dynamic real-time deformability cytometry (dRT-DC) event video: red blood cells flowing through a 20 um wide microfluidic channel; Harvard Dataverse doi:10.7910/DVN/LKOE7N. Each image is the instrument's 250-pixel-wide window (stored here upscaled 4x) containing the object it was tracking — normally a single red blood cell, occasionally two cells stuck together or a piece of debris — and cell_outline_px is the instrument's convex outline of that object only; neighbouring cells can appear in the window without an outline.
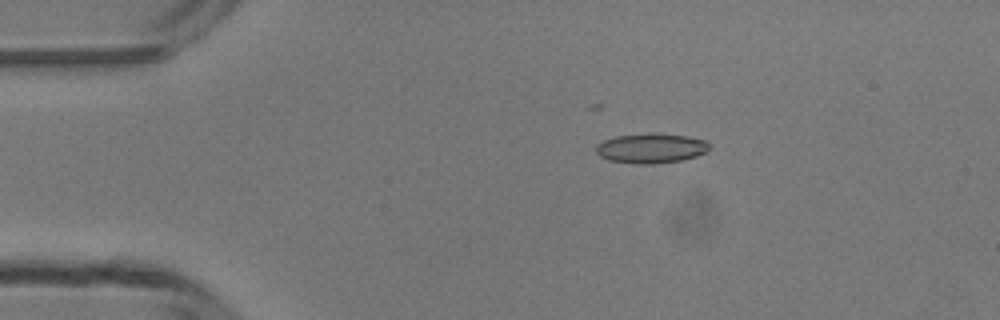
{"species": "common noctule bat (a hibernating species)", "species_latin": "Nyctalus noctula", "temperature_condition": "room temperature", "stored_images_in_passage": 5, "camera_frame_rate_fps": 3000, "um_per_image_px": 0.085, "animal": {"sex": "male", "body_mass_g": 13.3}, "frame": {"image": 1, "passage_image": 3, "time_ms": 2.333, "image_size_px": [1000, 320], "cell_outline_px": [[708, 148], [704, 152], [696, 156], [680, 160], [656, 164], [636, 164], [608, 160], [600, 156], [596, 152], [596, 144], [604, 140], [616, 136], [688, 136], [708, 140]], "centroid_in_image_um": [55.31, 12.65], "position_along_channel_um": 29.7, "area_um2": 18.79}}
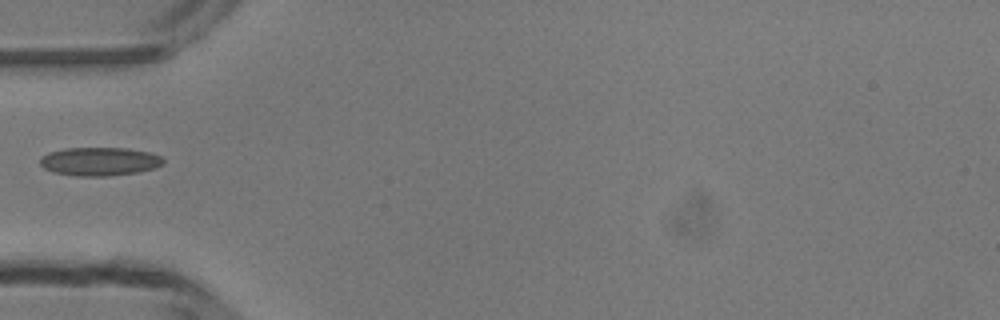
{"frame": {"image": 2, "passage_image": 5, "time_ms": 4.667, "image_size_px": [1000, 320], "cell_outline_px": [[164, 164], [156, 168], [140, 172], [108, 176], [76, 176], [56, 172], [44, 168], [40, 164], [40, 156], [48, 152], [64, 148], [128, 148], [148, 152], [160, 156], [164, 160]], "centroid_in_image_um": [8.47, 13.72], "position_along_channel_um": 76.5, "area_um2": 20.58}}